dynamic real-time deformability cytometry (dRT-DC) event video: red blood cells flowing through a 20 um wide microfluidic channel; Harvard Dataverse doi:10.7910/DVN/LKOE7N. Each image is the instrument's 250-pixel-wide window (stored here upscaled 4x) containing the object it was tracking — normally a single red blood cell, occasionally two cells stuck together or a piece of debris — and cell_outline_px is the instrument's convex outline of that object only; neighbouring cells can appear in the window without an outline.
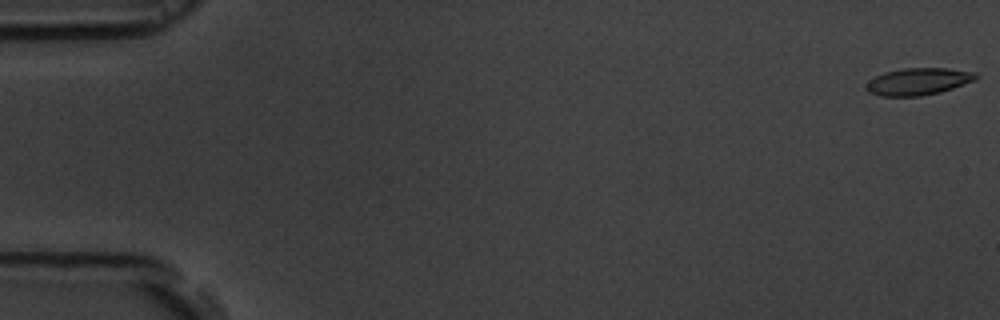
{"species": "common noctule bat (a hibernating species)", "species_latin": "Nyctalus noctula", "temperature_condition": "room temperature", "stored_images_in_passage": 56, "camera_frame_rate_fps": 3000, "um_per_image_px": 0.085, "animal": {"sex": "male", "body_mass_g": 19.5, "forearm_length_mm": 54.6}, "frame": {"image": 1, "passage_image": 1, "time_ms": 0.0, "image_size_px": [1000, 320], "cell_outline_px": [[980, 76], [976, 80], [940, 92], [920, 96], [880, 96], [868, 92], [864, 88], [876, 76], [884, 72], [904, 68], [948, 68], [976, 72]], "centroid_in_image_um": [78.09, 6.92], "position_along_channel_um": 6.9, "area_um2": 17.28}}
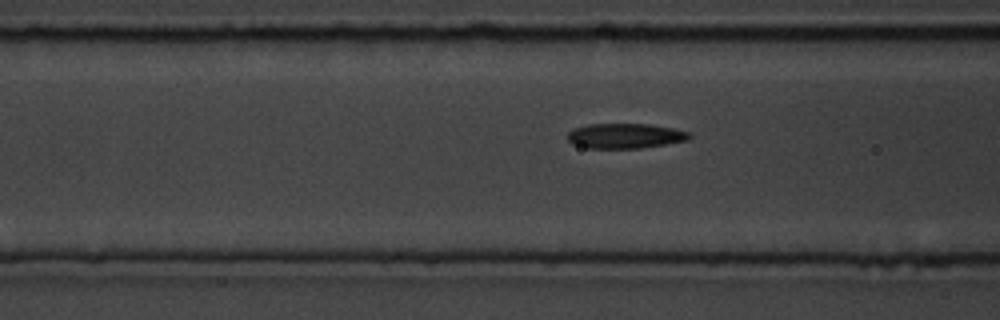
{"frame": {"image": 2, "passage_image": 22, "time_ms": 7.0, "image_size_px": [1000, 320], "cell_outline_px": [[692, 136], [688, 140], [640, 148], [588, 148], [572, 144], [568, 140], [568, 132], [572, 128], [588, 124], [648, 124], [672, 128], [688, 132]], "centroid_in_image_um": [53.09, 11.55], "position_along_channel_um": 113.5, "area_um2": 17.69}}
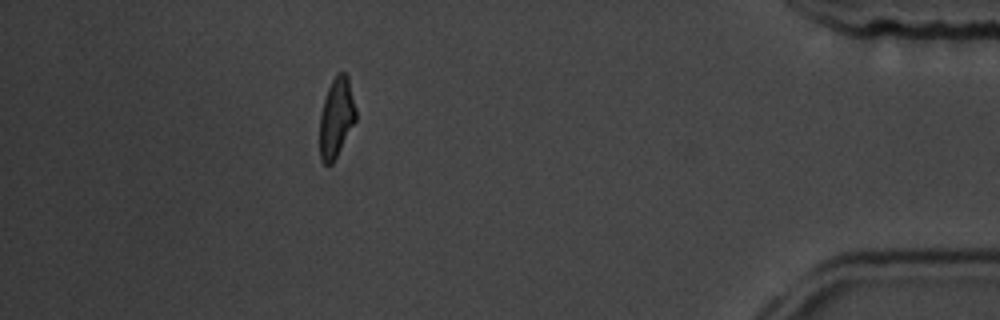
{"frame": {"image": 3, "passage_image": 50, "time_ms": 16.333, "image_size_px": [1000, 320], "cell_outline_px": [[356, 120], [332, 164], [324, 164], [320, 160], [320, 112], [328, 88], [336, 72], [344, 72], [348, 76], [356, 108]], "centroid_in_image_um": [28.59, 9.97], "position_along_channel_um": 406.6, "area_um2": 16.76}, "authors_computed_cell_mechanics": {"area_um2": 17.5134, "velocity_mm_per_s": 3.6813, "shape_relaxation_time_tau1_ms": 5.0482, "shape_relaxation_time_tau2_ms": 3.4378, "deformation_change_tau1": 0.1616, "deformation_change_tau2": 0.1141}}